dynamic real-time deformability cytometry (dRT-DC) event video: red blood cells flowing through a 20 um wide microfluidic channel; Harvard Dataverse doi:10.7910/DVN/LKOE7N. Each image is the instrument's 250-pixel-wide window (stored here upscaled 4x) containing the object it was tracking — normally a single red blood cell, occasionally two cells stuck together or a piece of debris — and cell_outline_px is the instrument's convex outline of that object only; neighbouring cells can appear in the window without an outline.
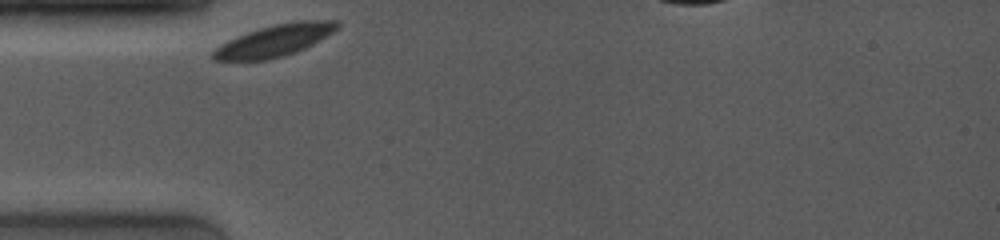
{"species": "common noctule bat (a hibernating species)", "species_latin": "Nyctalus noctula", "temperature_condition": "room temperature", "stored_images_in_passage": 3, "camera_frame_rate_fps": 4000, "um_per_image_px": 0.085, "animal": {"sex": "female", "body_mass_g": 19.0, "forearm_length_mm": 53.3}, "frame": {"image": 1, "passage_image": 1, "time_ms": 0.0, "image_size_px": [1000, 240], "cell_outline_px": [[340, 28], [312, 44], [296, 52], [284, 56], [268, 60], [212, 60], [212, 52], [220, 44], [228, 40], [248, 32], [260, 28], [292, 20], [340, 20]], "centroid_in_image_um": [23.38, 3.43], "position_along_channel_um": 61.6, "area_um2": 23.0}}